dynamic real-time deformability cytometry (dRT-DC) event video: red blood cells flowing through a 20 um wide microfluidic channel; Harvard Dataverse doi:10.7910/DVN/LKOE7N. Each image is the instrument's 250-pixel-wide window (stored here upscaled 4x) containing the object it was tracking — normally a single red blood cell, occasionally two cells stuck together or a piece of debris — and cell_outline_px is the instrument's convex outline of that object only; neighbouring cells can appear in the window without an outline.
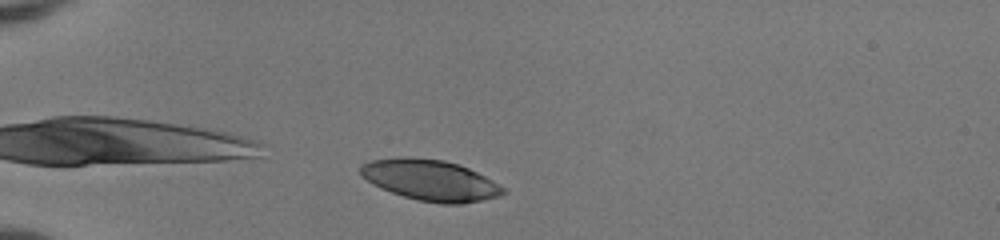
{"species": "human", "species_latin": "Homo sapiens", "temperature_condition": "room temperature", "stored_images_in_passage": 38, "camera_frame_rate_fps": 3000, "um_per_image_px": 0.085, "donor": {"sex": "female"}, "frame": {"image": 1, "passage_image": 2, "time_ms": 0.333, "image_size_px": [1000, 240], "cell_outline_px": [[508, 192], [500, 196], [460, 204], [440, 204], [416, 200], [380, 188], [372, 184], [360, 176], [360, 164], [368, 160], [400, 156], [404, 156], [444, 160], [468, 168], [492, 180], [504, 188]], "centroid_in_image_um": [36.52, 15.31], "position_along_channel_um": 48.5, "area_um2": 34.22}}
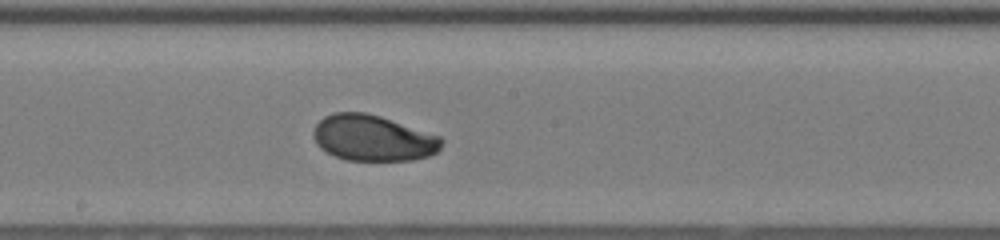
{"frame": {"image": 2, "passage_image": 17, "time_ms": 5.333, "image_size_px": [1000, 240], "cell_outline_px": [[444, 140], [440, 148], [436, 152], [428, 156], [412, 160], [348, 160], [336, 156], [320, 148], [316, 144], [312, 136], [312, 132], [316, 124], [324, 116], [332, 112], [364, 112], [380, 116], [440, 136]], "centroid_in_image_um": [31.68, 11.72], "position_along_channel_um": 216.5, "area_um2": 34.28}}
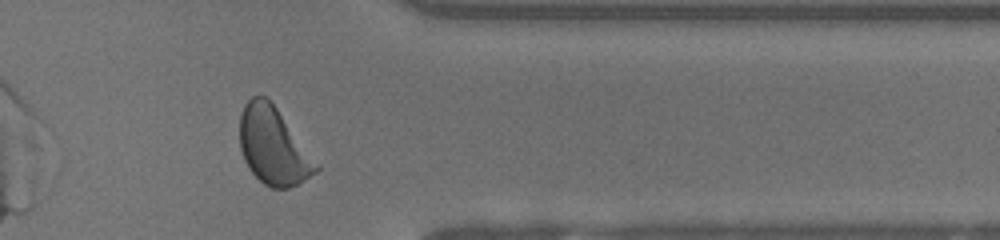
{"frame": {"image": 3, "passage_image": 30, "time_ms": 9.667, "image_size_px": [1000, 240], "cell_outline_px": [[320, 168], [316, 172], [296, 184], [288, 188], [272, 188], [264, 184], [248, 168], [244, 160], [240, 148], [240, 116], [244, 104], [252, 96], [264, 96], [276, 108], [320, 164]], "centroid_in_image_um": [23.23, 12.43], "position_along_channel_um": 388.2, "area_um2": 34.04}, "authors_computed_cell_mechanics": {"area_um2": 34.3332, "velocity_mm_per_s": 4.0815, "shape_relaxation_time_tau1_ms": 2.6261, "shape_relaxation_time_tau2_ms": null, "deformation_change_tau1": 0.124, "deformation_change_tau2": null}}